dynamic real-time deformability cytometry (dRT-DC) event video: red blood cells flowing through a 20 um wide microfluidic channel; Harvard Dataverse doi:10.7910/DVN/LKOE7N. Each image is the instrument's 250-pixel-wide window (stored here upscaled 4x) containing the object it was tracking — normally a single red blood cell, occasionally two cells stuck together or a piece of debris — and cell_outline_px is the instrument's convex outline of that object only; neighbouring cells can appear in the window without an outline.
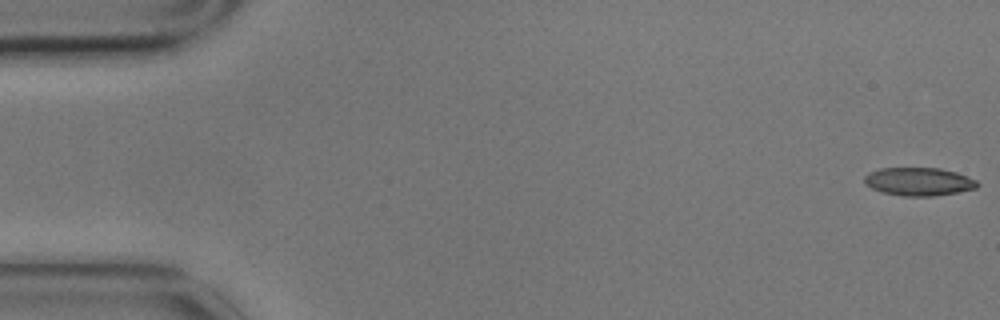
{"species": "common noctule bat (a hibernating species)", "species_latin": "Nyctalus noctula", "temperature_condition": "cold", "stored_images_in_passage": 7, "camera_frame_rate_fps": 3000, "um_per_image_px": 0.085, "animal": {"sex": "male", "body_mass_g": 17.9}, "frame": {"image": 1, "passage_image": 1, "time_ms": 0.0, "image_size_px": [1000, 320], "cell_outline_px": [[980, 184], [976, 188], [956, 192], [932, 196], [904, 196], [880, 192], [872, 188], [864, 180], [864, 176], [868, 172], [880, 168], [940, 168], [956, 172], [976, 180]], "centroid_in_image_um": [78.08, 15.43], "position_along_channel_um": 6.9, "area_um2": 18.44}}